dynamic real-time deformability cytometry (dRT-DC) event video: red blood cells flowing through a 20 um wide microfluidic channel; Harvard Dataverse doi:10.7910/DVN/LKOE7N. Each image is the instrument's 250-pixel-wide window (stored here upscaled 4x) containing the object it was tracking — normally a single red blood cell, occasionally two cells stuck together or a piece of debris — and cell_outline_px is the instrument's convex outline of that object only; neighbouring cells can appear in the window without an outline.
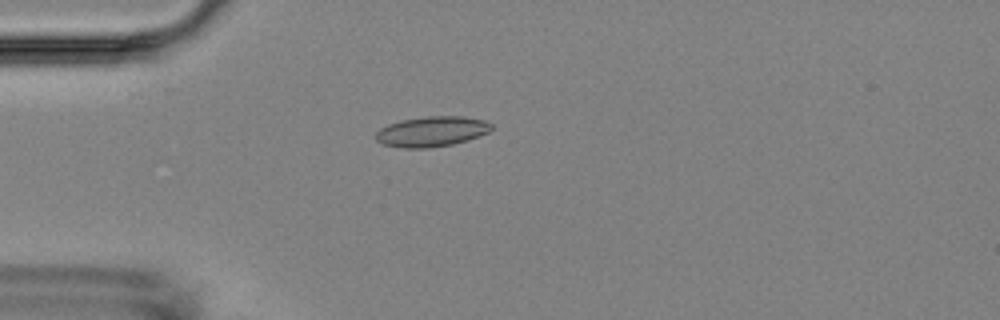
{"species": "Egyptian fruit bat (a non-hibernating species)", "species_latin": "Rousettus aegyptiacus", "temperature_condition": "room temperature", "stored_images_in_passage": 6, "camera_frame_rate_fps": 3000, "um_per_image_px": 0.085, "animal": {"sex": "female"}, "frame": {"image": 1, "passage_image": 3, "time_ms": 2.333, "image_size_px": [1000, 320], "cell_outline_px": [[492, 128], [488, 132], [468, 140], [452, 144], [428, 148], [404, 148], [384, 144], [376, 140], [376, 132], [380, 128], [388, 124], [400, 120], [428, 116], [464, 116], [484, 120], [492, 124]], "centroid_in_image_um": [36.7, 11.17], "position_along_channel_um": 48.3, "area_um2": 20.35}}